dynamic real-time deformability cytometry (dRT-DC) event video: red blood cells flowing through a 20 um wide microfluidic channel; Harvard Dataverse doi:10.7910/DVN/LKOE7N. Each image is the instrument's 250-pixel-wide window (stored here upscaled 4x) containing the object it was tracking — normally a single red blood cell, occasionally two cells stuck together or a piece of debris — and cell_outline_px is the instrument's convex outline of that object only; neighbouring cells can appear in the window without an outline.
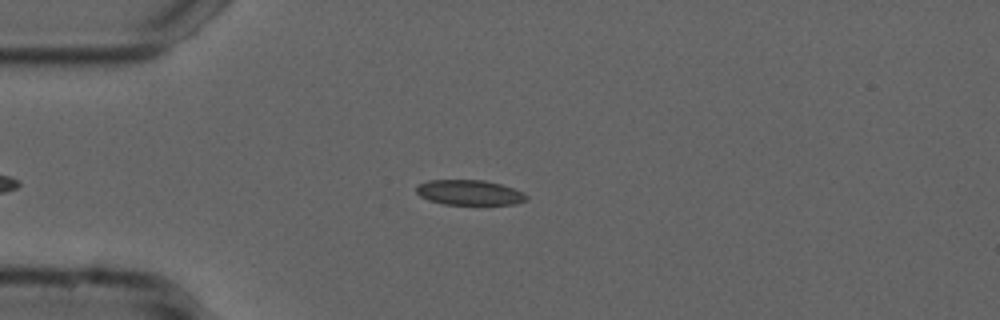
{"species": "common noctule bat (a hibernating species)", "species_latin": "Nyctalus noctula", "temperature_condition": "cold", "stored_images_in_passage": 38, "camera_frame_rate_fps": 3000, "um_per_image_px": 0.085, "animal": {"sex": "male", "forearm_length_mm": 52.5}, "frame": {"image": 1, "passage_image": 4, "time_ms": 1.0, "image_size_px": [1000, 320], "cell_outline_px": [[528, 200], [516, 204], [444, 204], [428, 200], [420, 196], [416, 192], [416, 184], [428, 180], [484, 180], [500, 184], [524, 192], [528, 196]], "centroid_in_image_um": [39.89, 16.36], "position_along_channel_um": 45.1, "area_um2": 16.18}}
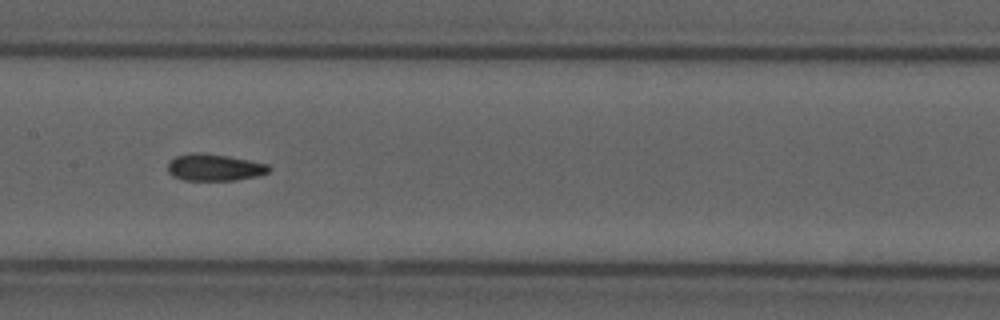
{"frame": {"image": 2, "passage_image": 17, "time_ms": 5.333, "image_size_px": [1000, 320], "cell_outline_px": [[272, 168], [268, 172], [256, 176], [236, 180], [184, 180], [172, 176], [168, 172], [168, 160], [176, 156], [192, 152], [200, 152], [228, 156], [268, 164]], "centroid_in_image_um": [18.19, 14.22], "position_along_channel_um": 189.2, "area_um2": 15.9}}
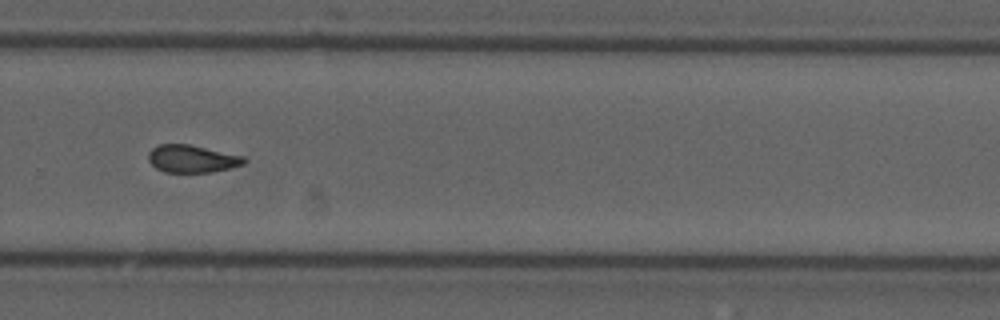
{"frame": {"image": 3, "passage_image": 27, "time_ms": 8.667, "image_size_px": [1000, 320], "cell_outline_px": [[248, 160], [244, 164], [212, 172], [164, 172], [156, 168], [148, 160], [148, 152], [152, 148], [160, 144], [188, 144], [244, 156]], "centroid_in_image_um": [16.31, 13.49], "position_along_channel_um": 313.5, "area_um2": 15.32}, "authors_computed_cell_mechanics": {"area_um2": 16.0684, "velocity_mm_per_s": 3.7455, "shape_relaxation_time_tau1_ms": null, "shape_relaxation_time_tau2_ms": 2.9531, "deformation_change_tau1": null, "deformation_change_tau2": 0.0951}}